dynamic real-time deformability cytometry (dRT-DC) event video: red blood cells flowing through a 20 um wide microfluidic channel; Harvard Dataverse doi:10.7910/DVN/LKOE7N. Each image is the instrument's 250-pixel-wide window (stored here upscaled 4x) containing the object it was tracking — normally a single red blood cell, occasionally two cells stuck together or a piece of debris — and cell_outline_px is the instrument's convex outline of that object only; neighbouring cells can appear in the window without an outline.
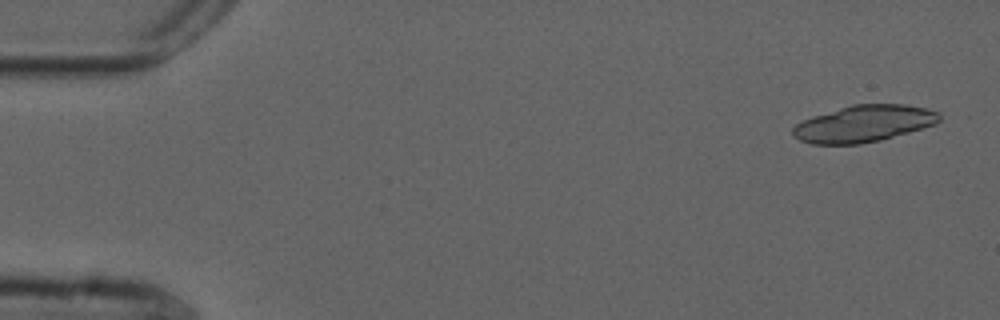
{"species": "common noctule bat (a hibernating species)", "species_latin": "Nyctalus noctula", "temperature_condition": "cold", "stored_images_in_passage": 18, "camera_frame_rate_fps": 3000, "um_per_image_px": 0.085, "animal": {"sex": "male", "forearm_length_mm": 52.5}, "frame": {"image": 1, "passage_image": 2, "time_ms": 0.333, "image_size_px": [1000, 320], "cell_outline_px": [[940, 120], [936, 124], [880, 140], [860, 144], [812, 144], [800, 140], [792, 136], [792, 128], [796, 124], [812, 116], [852, 104], [908, 104], [928, 108], [940, 112]], "centroid_in_image_um": [73.43, 10.5], "position_along_channel_um": 11.6, "area_um2": 31.44}}